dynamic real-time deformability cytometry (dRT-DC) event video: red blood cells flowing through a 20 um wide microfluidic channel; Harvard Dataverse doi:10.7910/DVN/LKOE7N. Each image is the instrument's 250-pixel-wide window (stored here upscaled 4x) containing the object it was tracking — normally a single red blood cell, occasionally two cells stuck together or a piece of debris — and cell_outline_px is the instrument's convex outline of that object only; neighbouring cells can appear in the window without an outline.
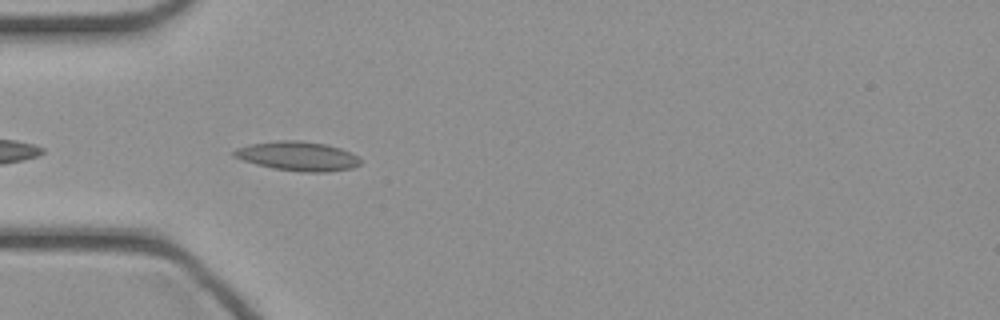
{"species": "common noctule bat (a hibernating species)", "species_latin": "Nyctalus noctula", "temperature_condition": "cold", "stored_images_in_passage": 11, "camera_frame_rate_fps": 3000, "um_per_image_px": 0.085, "animal": {"sex": "female", "body_mass_g": 21.9}, "frame": {"image": 1, "passage_image": 2, "time_ms": 0.333, "image_size_px": [1000, 320], "cell_outline_px": [[360, 164], [352, 168], [328, 172], [304, 172], [272, 168], [256, 164], [232, 156], [232, 152], [236, 148], [248, 144], [276, 140], [300, 140], [328, 144], [340, 148], [356, 156], [360, 160]], "centroid_in_image_um": [25.28, 13.26], "position_along_channel_um": 59.7, "area_um2": 21.62}}